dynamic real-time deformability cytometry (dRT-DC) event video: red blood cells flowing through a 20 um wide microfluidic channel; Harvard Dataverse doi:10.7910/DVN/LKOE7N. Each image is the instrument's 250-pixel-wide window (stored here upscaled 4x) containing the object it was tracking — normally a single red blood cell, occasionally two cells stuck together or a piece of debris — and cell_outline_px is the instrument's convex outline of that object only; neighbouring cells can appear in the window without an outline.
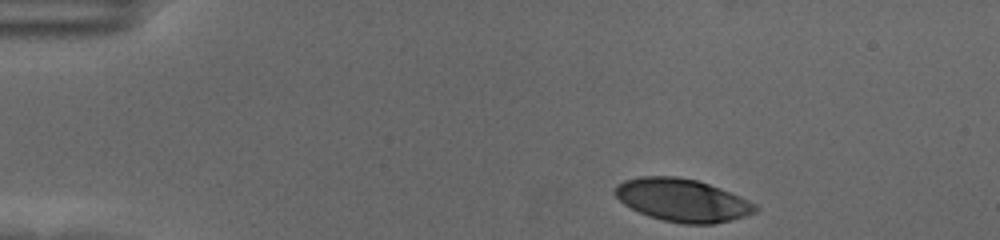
{"species": "human", "species_latin": "Homo sapiens", "temperature_condition": "cold", "stored_images_in_passage": 41, "camera_frame_rate_fps": 3000, "um_per_image_px": 0.085, "donor": {"sex": "female"}, "frame": {"image": 1, "passage_image": 1, "time_ms": 0.0, "image_size_px": [1000, 240], "cell_outline_px": [[760, 208], [756, 212], [744, 216], [712, 224], [684, 224], [664, 220], [648, 216], [624, 204], [612, 192], [616, 184], [624, 180], [640, 176], [676, 176], [696, 180], [720, 188], [740, 196], [756, 204]], "centroid_in_image_um": [57.98, 17.0], "position_along_channel_um": 27.0, "area_um2": 34.91}}
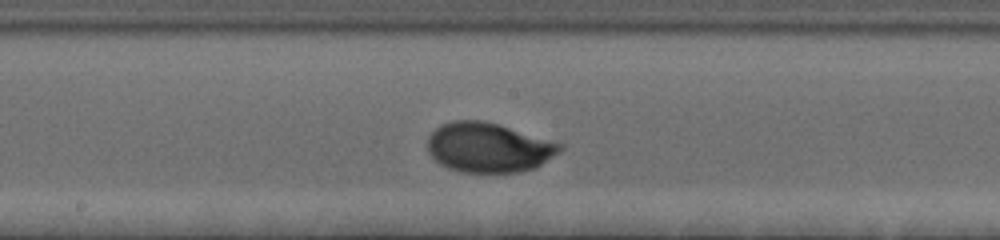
{"frame": {"image": 2, "passage_image": 23, "time_ms": 7.333, "image_size_px": [1000, 240], "cell_outline_px": [[564, 148], [536, 168], [520, 172], [460, 172], [448, 168], [440, 164], [428, 152], [428, 136], [440, 124], [452, 120], [484, 120], [500, 124], [564, 144]], "centroid_in_image_um": [41.53, 12.52], "position_along_channel_um": 206.7, "area_um2": 38.55}}
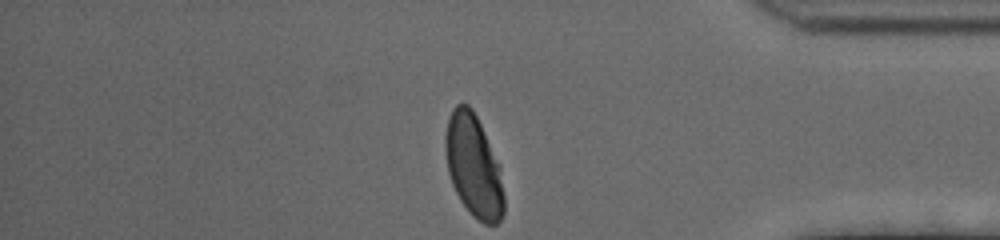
{"frame": {"image": 3, "passage_image": 41, "time_ms": 13.333, "image_size_px": [1000, 240], "cell_outline_px": [[504, 212], [500, 220], [496, 224], [484, 224], [472, 216], [468, 212], [460, 200], [452, 184], [448, 172], [444, 148], [444, 136], [448, 120], [452, 108], [456, 104], [468, 104], [472, 108], [500, 164], [504, 196]], "centroid_in_image_um": [40.25, 14.12], "position_along_channel_um": 394.9, "area_um2": 35.26}, "authors_computed_cell_mechanics": {"area_um2": 36.2984, "velocity_mm_per_s": 3.5043, "shape_relaxation_time_tau1_ms": 3.111, "shape_relaxation_time_tau2_ms": null, "deformation_change_tau1": 0.1679, "deformation_change_tau2": null}}